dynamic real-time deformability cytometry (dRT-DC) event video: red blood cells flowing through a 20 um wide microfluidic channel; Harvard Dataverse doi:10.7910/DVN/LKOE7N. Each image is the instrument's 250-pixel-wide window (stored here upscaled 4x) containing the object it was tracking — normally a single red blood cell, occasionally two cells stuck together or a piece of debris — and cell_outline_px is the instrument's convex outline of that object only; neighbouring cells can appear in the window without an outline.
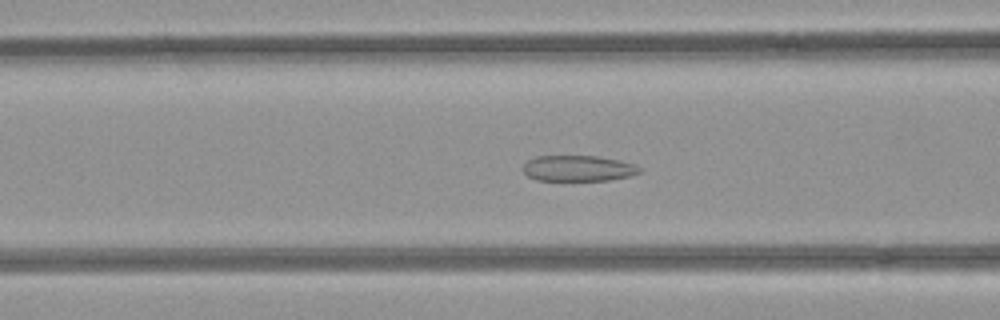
{"species": "common noctule bat (a hibernating species)", "species_latin": "Nyctalus noctula", "temperature_condition": "room temperature", "stored_images_in_passage": 53, "segment_of_instrument_passage": [1, 2], "camera_frame_rate_fps": 3000, "um_per_image_px": 0.085, "animal": {"sex": "female", "body_mass_g": 21.9}, "frame": {"image": 1, "passage_image": 20, "time_ms": 6.333, "image_size_px": [1000, 320], "cell_outline_px": [[640, 172], [628, 176], [608, 180], [536, 180], [528, 176], [524, 172], [524, 164], [528, 160], [536, 156], [596, 156], [620, 160], [632, 164], [640, 168]], "centroid_in_image_um": [49.11, 14.3], "position_along_channel_um": 117.5, "area_um2": 17.28}}
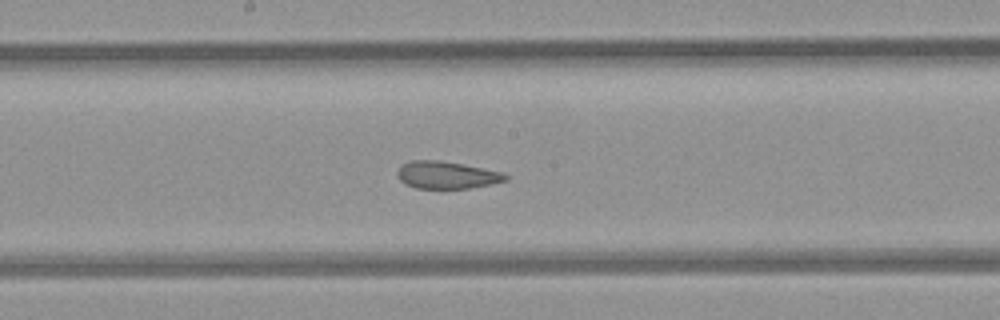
{"frame": {"image": 2, "passage_image": 27, "time_ms": 8.667, "image_size_px": [1000, 320], "cell_outline_px": [[508, 180], [468, 188], [416, 188], [404, 184], [400, 180], [396, 172], [400, 164], [412, 160], [436, 160], [460, 164], [500, 172], [508, 176]], "centroid_in_image_um": [37.88, 14.87], "position_along_channel_um": 210.3, "area_um2": 16.94}}
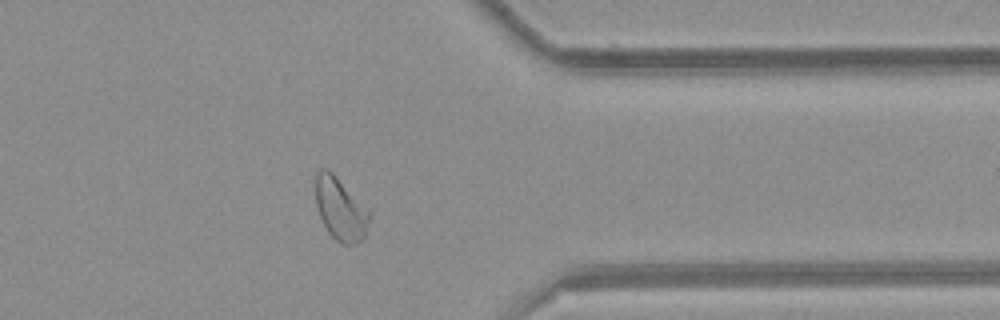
{"frame": {"image": 3, "passage_image": 41, "time_ms": 13.333, "image_size_px": [1000, 320], "cell_outline_px": [[372, 212], [364, 240], [356, 244], [344, 244], [336, 240], [328, 232], [320, 216], [316, 204], [316, 172], [320, 168], [328, 168]], "centroid_in_image_um": [28.97, 17.77], "position_along_channel_um": 382.4, "area_um2": 19.83}}